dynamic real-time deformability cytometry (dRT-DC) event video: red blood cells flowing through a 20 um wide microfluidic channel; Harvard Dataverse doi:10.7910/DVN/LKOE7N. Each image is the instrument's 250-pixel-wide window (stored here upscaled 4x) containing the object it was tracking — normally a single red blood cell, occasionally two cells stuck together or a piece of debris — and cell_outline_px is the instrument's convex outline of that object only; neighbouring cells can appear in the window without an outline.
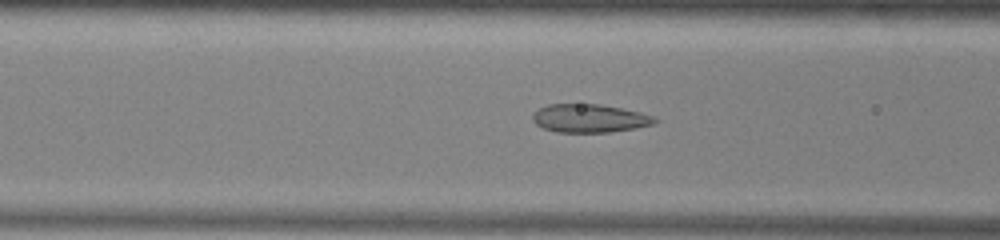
{"species": "common noctule bat (a hibernating species)", "species_latin": "Nyctalus noctula", "temperature_condition": "warm", "stored_images_in_passage": 40, "camera_frame_rate_fps": 3000, "um_per_image_px": 0.085, "animal": {"sex": "male", "body_mass_g": 13.0, "forearm_length_mm": 53.1}, "frame": {"image": 1, "passage_image": 8, "time_ms": 2.333, "image_size_px": [1000, 240], "cell_outline_px": [[660, 120], [652, 124], [636, 128], [612, 132], [556, 132], [544, 128], [536, 124], [532, 120], [532, 116], [540, 108], [548, 104], [600, 104], [640, 112], [652, 116]], "centroid_in_image_um": [50.12, 10.06], "position_along_channel_um": 116.5, "area_um2": 20.06}}
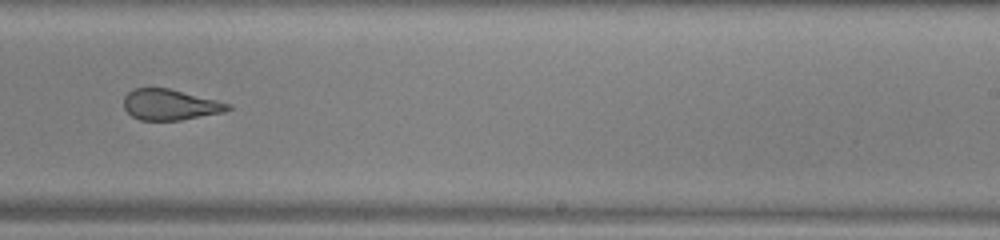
{"frame": {"image": 2, "passage_image": 20, "time_ms": 6.333, "image_size_px": [1000, 240], "cell_outline_px": [[232, 108], [224, 112], [180, 120], [140, 120], [132, 116], [124, 108], [124, 96], [132, 88], [168, 88], [232, 104]], "centroid_in_image_um": [14.45, 8.9], "position_along_channel_um": 274.6, "area_um2": 18.61}}
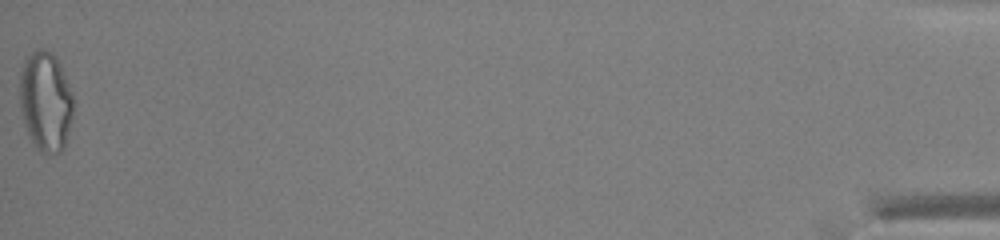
{"frame": {"image": 3, "passage_image": 40, "time_ms": 13.0, "image_size_px": [1000, 240], "cell_outline_px": [[72, 120], [64, 148], [60, 152], [40, 152], [36, 148], [24, 124], [20, 108], [20, 72], [24, 60], [32, 52], [40, 48], [44, 48], [52, 52], [56, 56], [60, 64], [72, 92]], "centroid_in_image_um": [3.87, 8.58], "position_along_channel_um": 431.3, "area_um2": 31.15}, "authors_computed_cell_mechanics": {"area_um2": 20.8369, "velocity_mm_per_s": 3.9593, "shape_relaxation_time_tau1_ms": null, "shape_relaxation_time_tau2_ms": 1.7959, "deformation_change_tau1": null, "deformation_change_tau2": 0.0932}}